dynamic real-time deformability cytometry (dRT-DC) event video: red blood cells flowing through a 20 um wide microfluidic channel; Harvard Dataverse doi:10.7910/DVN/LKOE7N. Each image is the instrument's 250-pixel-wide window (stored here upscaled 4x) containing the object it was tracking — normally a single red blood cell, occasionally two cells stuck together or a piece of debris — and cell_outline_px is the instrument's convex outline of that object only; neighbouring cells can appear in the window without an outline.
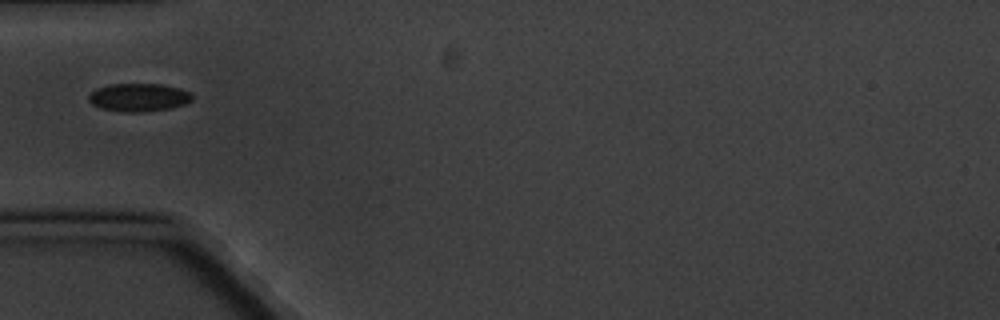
{"species": "common noctule bat (a hibernating species)", "species_latin": "Nyctalus noctula", "temperature_condition": "cold", "stored_images_in_passage": 12, "camera_frame_rate_fps": 3000, "um_per_image_px": 0.085, "animal": {"sex": "male", "body_mass_g": 20.1, "forearm_length_mm": 53.5}, "frame": {"image": 1, "passage_image": 1, "time_ms": 0.0, "image_size_px": [1000, 320], "cell_outline_px": [[192, 100], [184, 104], [168, 108], [144, 112], [124, 112], [100, 108], [92, 104], [88, 100], [88, 96], [96, 88], [108, 84], [160, 84], [180, 88], [192, 92]], "centroid_in_image_um": [11.78, 8.27], "position_along_channel_um": 73.2, "area_um2": 16.99}}
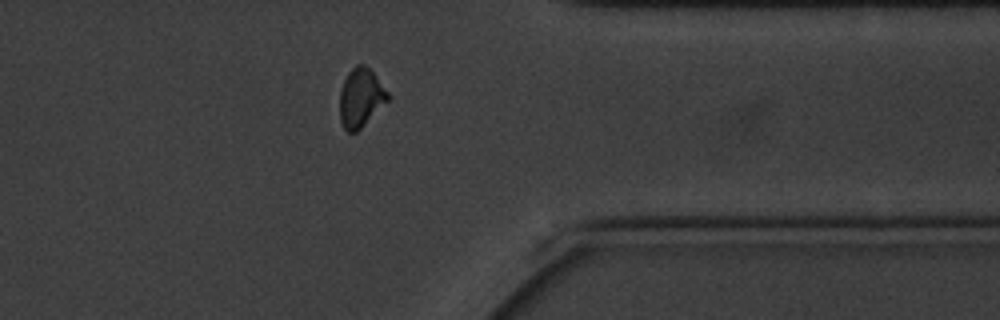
{"frame": {"image": 2, "passage_image": 9, "time_ms": 9.667, "image_size_px": [1000, 320], "cell_outline_px": [[388, 100], [356, 132], [348, 132], [344, 128], [340, 120], [340, 92], [344, 80], [348, 72], [356, 64], [364, 64], [372, 72], [388, 92]], "centroid_in_image_um": [30.64, 8.3], "position_along_channel_um": 380.8, "area_um2": 16.07}}
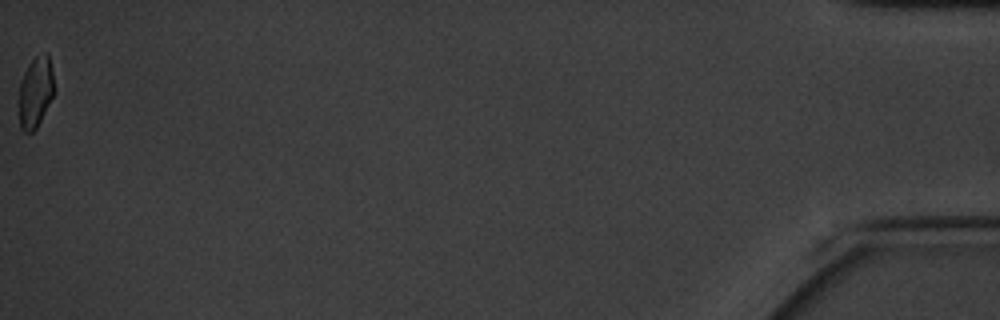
{"frame": {"image": 3, "passage_image": 12, "time_ms": 14.0, "image_size_px": [1000, 320], "cell_outline_px": [[52, 96], [36, 128], [32, 132], [24, 132], [20, 128], [20, 80], [28, 64], [36, 56], [44, 52], [48, 52], [52, 72]], "centroid_in_image_um": [3.0, 7.79], "position_along_channel_um": 432.2, "area_um2": 14.05}}